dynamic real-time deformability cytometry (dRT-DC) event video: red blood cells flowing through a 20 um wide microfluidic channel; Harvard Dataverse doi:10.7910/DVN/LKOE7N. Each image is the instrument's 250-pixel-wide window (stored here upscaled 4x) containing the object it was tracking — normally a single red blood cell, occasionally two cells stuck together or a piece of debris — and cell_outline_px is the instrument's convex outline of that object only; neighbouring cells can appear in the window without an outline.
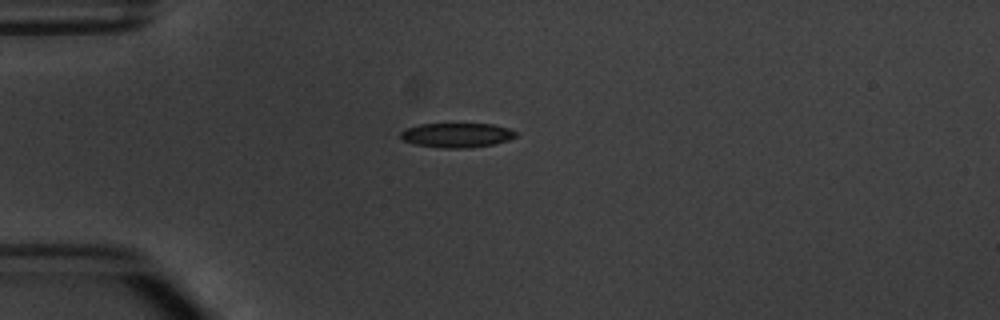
{"species": "common noctule bat (a hibernating species)", "species_latin": "Nyctalus noctula", "temperature_condition": "warm", "stored_images_in_passage": 3, "camera_frame_rate_fps": 3000, "um_per_image_px": 0.085, "animal": {"sex": "male", "body_mass_g": 20.1, "forearm_length_mm": 53.5}, "frame": {"image": 1, "passage_image": 1, "time_ms": 0.0, "image_size_px": [1000, 320], "cell_outline_px": [[516, 136], [508, 140], [492, 144], [472, 148], [444, 148], [416, 144], [404, 140], [400, 136], [400, 132], [404, 128], [420, 124], [492, 124], [508, 128], [516, 132]], "centroid_in_image_um": [38.81, 11.48], "position_along_channel_um": 46.2, "area_um2": 16.36}}
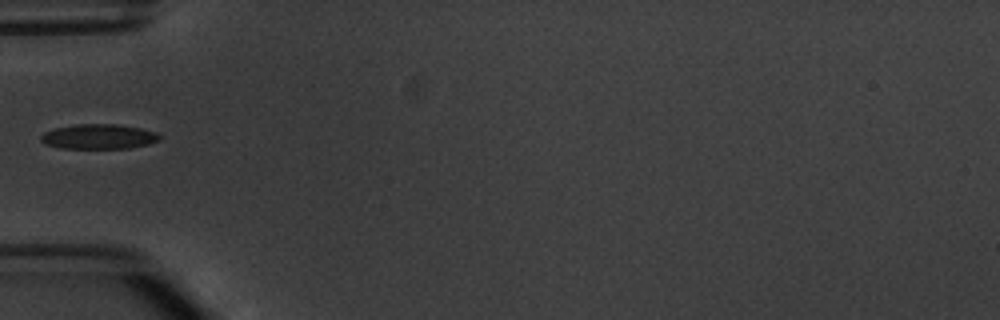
{"frame": {"image": 2, "passage_image": 2, "time_ms": 1.333, "image_size_px": [1000, 320], "cell_outline_px": [[160, 140], [148, 144], [128, 148], [60, 148], [44, 144], [40, 140], [40, 136], [44, 132], [56, 128], [76, 124], [116, 124], [140, 128], [156, 132], [160, 136]], "centroid_in_image_um": [8.37, 11.61], "position_along_channel_um": 76.6, "area_um2": 17.17}}